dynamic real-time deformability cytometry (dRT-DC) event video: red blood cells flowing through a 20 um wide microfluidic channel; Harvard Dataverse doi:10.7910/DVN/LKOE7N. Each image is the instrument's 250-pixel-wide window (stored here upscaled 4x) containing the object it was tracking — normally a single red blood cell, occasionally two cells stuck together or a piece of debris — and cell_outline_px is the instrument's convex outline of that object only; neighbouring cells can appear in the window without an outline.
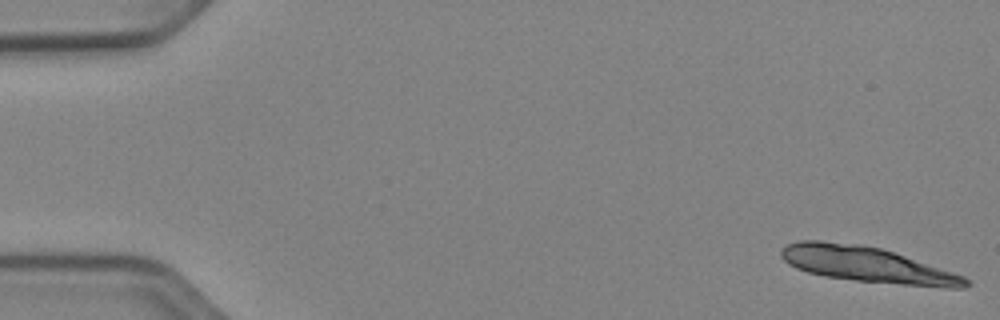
{"species": "Egyptian fruit bat (a non-hibernating species)", "species_latin": "Rousettus aegyptiacus", "temperature_condition": "cold", "stored_images_in_passage": 16, "camera_frame_rate_fps": 3000, "um_per_image_px": 0.085, "animal": {"sex": "female"}, "frame": {"image": 1, "passage_image": 1, "time_ms": 0.0, "image_size_px": [1000, 320], "cell_outline_px": [[972, 284], [964, 288], [944, 288], [856, 280], [824, 276], [808, 272], [796, 268], [788, 264], [780, 256], [780, 248], [788, 244], [800, 240], [820, 240], [860, 244], [880, 248], [964, 276], [972, 280]], "centroid_in_image_um": [73.69, 22.49], "position_along_channel_um": 11.3, "area_um2": 38.03}}